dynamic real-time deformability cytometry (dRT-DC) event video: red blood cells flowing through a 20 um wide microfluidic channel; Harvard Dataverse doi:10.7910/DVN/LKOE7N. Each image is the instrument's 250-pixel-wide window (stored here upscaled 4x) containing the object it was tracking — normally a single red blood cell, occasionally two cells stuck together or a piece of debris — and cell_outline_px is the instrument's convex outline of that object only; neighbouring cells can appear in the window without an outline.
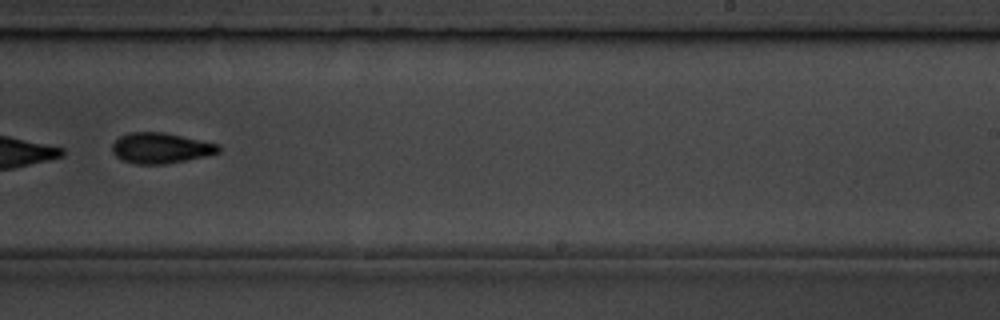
{"species": "common noctule bat (a hibernating species)", "species_latin": "Nyctalus noctula", "temperature_condition": "room temperature", "stored_images_in_passage": 11, "camera_frame_rate_fps": 3000, "um_per_image_px": 0.085, "animal": {"sex": "male", "body_mass_g": 19.5, "forearm_length_mm": 54.6}, "frame": {"image": 1, "passage_image": 11, "time_ms": 11.333, "image_size_px": [1000, 320], "cell_outline_px": [[220, 152], [204, 156], [164, 164], [136, 164], [124, 160], [116, 156], [112, 152], [112, 144], [120, 136], [128, 132], [164, 132], [220, 144]], "centroid_in_image_um": [13.65, 12.57], "position_along_channel_um": 275.3, "area_um2": 18.84}}